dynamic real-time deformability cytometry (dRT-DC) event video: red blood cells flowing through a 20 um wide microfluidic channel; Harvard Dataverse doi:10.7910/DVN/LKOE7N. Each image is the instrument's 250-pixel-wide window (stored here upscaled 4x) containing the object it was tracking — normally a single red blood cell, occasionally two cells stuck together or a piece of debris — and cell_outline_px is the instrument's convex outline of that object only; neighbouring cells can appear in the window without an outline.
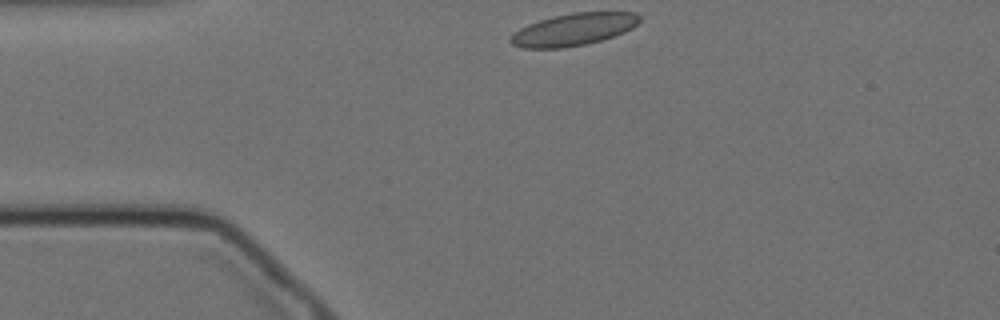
{"species": "Egyptian fruit bat (a non-hibernating species)", "species_latin": "Rousettus aegyptiacus", "temperature_condition": "cold", "stored_images_in_passage": 47, "camera_frame_rate_fps": 3000, "um_per_image_px": 0.085, "animal": {"sex": "female"}, "frame": {"image": 1, "passage_image": 1, "time_ms": 0.0, "image_size_px": [1000, 320], "cell_outline_px": [[640, 20], [632, 28], [624, 32], [600, 40], [584, 44], [564, 48], [520, 48], [512, 44], [508, 40], [520, 28], [528, 24], [552, 16], [572, 12], [636, 12], [640, 16]], "centroid_in_image_um": [48.74, 2.5], "position_along_channel_um": 36.3, "area_um2": 24.1}}
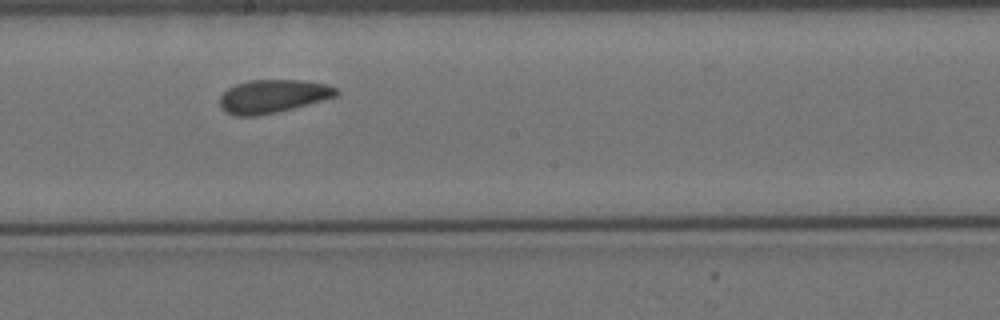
{"frame": {"image": 2, "passage_image": 20, "time_ms": 6.333, "image_size_px": [1000, 320], "cell_outline_px": [[340, 92], [336, 96], [292, 108], [276, 112], [256, 116], [236, 116], [228, 112], [220, 104], [220, 96], [228, 88], [236, 84], [252, 80], [304, 80], [328, 84], [336, 88]], "centroid_in_image_um": [23.21, 8.17], "position_along_channel_um": 225.0, "area_um2": 22.31}}
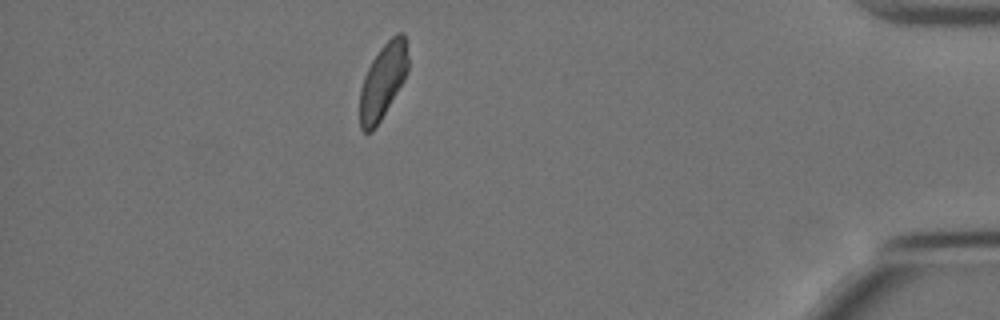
{"frame": {"image": 3, "passage_image": 40, "time_ms": 13.0, "image_size_px": [1000, 320], "cell_outline_px": [[408, 72], [404, 80], [380, 120], [372, 132], [364, 132], [360, 128], [360, 88], [364, 76], [372, 60], [380, 48], [396, 32], [404, 32], [408, 40]], "centroid_in_image_um": [32.57, 6.84], "position_along_channel_um": 402.6, "area_um2": 21.27}, "authors_computed_cell_mechanics": {"area_um2": 22.542, "velocity_mm_per_s": 3.4279, "shape_relaxation_time_tau1_ms": null, "shape_relaxation_time_tau2_ms": 3.3598, "deformation_change_tau1": null, "deformation_change_tau2": 0.0906}}